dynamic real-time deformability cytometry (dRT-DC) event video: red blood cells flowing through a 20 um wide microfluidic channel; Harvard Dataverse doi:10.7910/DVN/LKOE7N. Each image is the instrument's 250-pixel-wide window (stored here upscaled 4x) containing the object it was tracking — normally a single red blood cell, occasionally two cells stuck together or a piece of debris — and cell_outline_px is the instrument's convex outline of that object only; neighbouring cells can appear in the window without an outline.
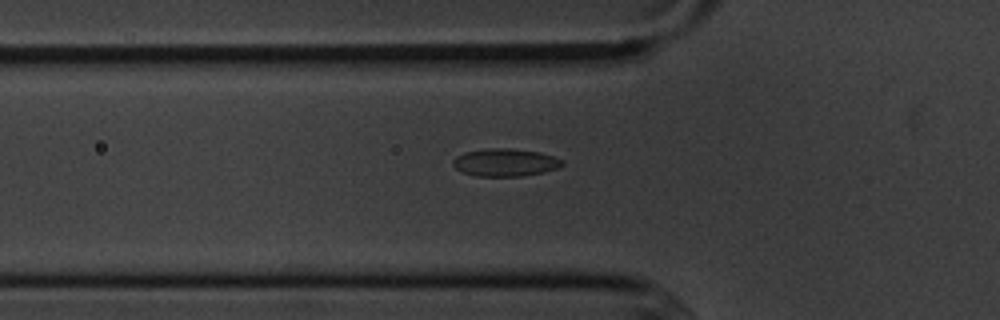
{"species": "common noctule bat (a hibernating species)", "species_latin": "Nyctalus noctula", "temperature_condition": "cold", "stored_images_in_passage": 35, "camera_frame_rate_fps": 3000, "um_per_image_px": 0.085, "animal": {"sex": "male", "body_mass_g": 20.1, "forearm_length_mm": 53.5}, "frame": {"image": 1, "passage_image": 3, "time_ms": 0.667, "image_size_px": [1000, 320], "cell_outline_px": [[564, 164], [560, 168], [544, 172], [524, 176], [476, 176], [464, 172], [456, 168], [452, 164], [452, 160], [456, 156], [464, 152], [488, 148], [512, 148], [540, 152], [564, 160]], "centroid_in_image_um": [42.97, 13.8], "position_along_channel_um": 82.8, "area_um2": 17.8}}
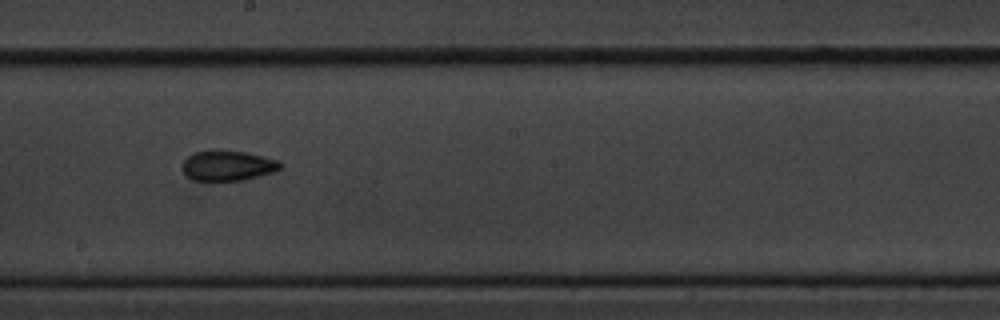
{"frame": {"image": 2, "passage_image": 15, "time_ms": 4.667, "image_size_px": [1000, 320], "cell_outline_px": [[284, 164], [280, 168], [272, 172], [244, 180], [192, 180], [184, 172], [184, 160], [188, 156], [196, 152], [208, 148], [220, 148], [244, 152], [264, 156], [280, 160]], "centroid_in_image_um": [19.38, 14.03], "position_along_channel_um": 228.8, "area_um2": 17.51}}
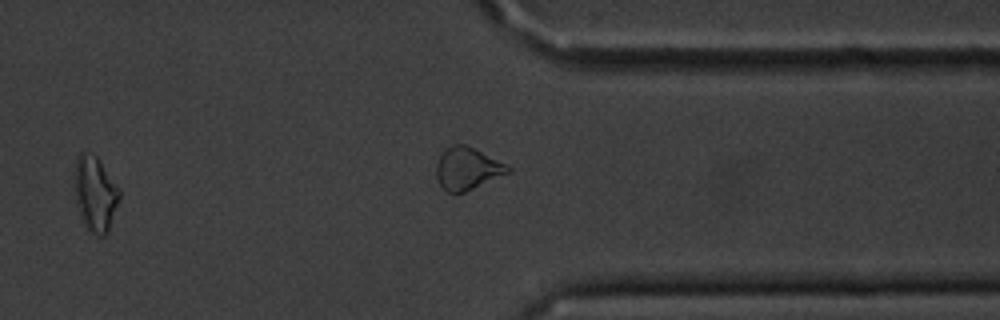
{"frame": {"image": 3, "passage_image": 27, "time_ms": 8.667, "image_size_px": [1000, 320], "cell_outline_px": [[120, 196], [108, 232], [104, 236], [100, 236], [88, 232], [80, 216], [76, 204], [72, 176], [76, 160], [80, 152], [92, 152], [96, 156], [120, 188]], "centroid_in_image_um": [8.05, 16.46], "position_along_channel_um": 403.3, "area_um2": 20.11}, "authors_computed_cell_mechanics": {"area_um2": 17.5134, "velocity_mm_per_s": 3.6276, "shape_relaxation_time_tau1_ms": null, "shape_relaxation_time_tau2_ms": 2.6904, "deformation_change_tau1": null, "deformation_change_tau2": 0.0797}}